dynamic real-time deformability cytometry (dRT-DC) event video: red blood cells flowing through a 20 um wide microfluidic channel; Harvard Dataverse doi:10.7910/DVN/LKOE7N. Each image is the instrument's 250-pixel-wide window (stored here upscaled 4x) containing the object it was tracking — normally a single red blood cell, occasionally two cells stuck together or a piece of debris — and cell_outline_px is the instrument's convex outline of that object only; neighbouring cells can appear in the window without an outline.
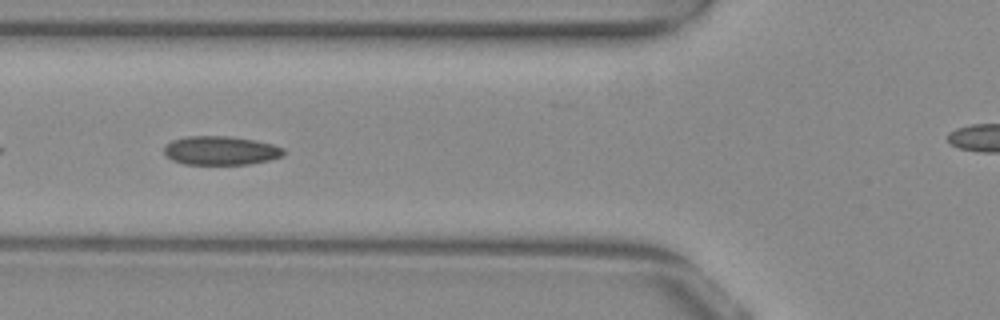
{"species": "common noctule bat (a hibernating species)", "species_latin": "Nyctalus noctula", "temperature_condition": "warm", "stored_images_in_passage": 25, "camera_frame_rate_fps": 3000, "um_per_image_px": 0.085, "animal": {"sex": "female", "body_mass_g": 29.2, "forearm_length_mm": 56.3}, "frame": {"image": 1, "passage_image": 4, "time_ms": 1.0, "image_size_px": [1000, 320], "cell_outline_px": [[284, 156], [268, 160], [248, 164], [184, 164], [172, 160], [164, 152], [164, 148], [172, 140], [188, 136], [228, 136], [256, 140], [272, 144], [284, 148]], "centroid_in_image_um": [18.78, 12.79], "position_along_channel_um": 107.0, "area_um2": 20.0}}
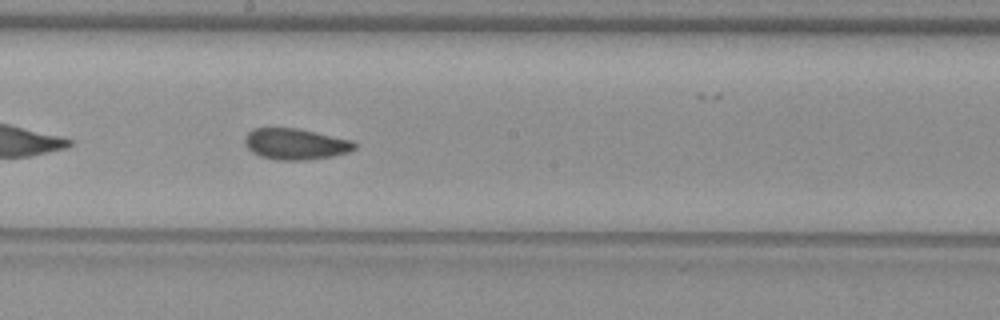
{"frame": {"image": 2, "passage_image": 13, "time_ms": 4.0, "image_size_px": [1000, 320], "cell_outline_px": [[356, 148], [348, 152], [332, 156], [308, 160], [276, 160], [260, 156], [252, 152], [244, 144], [244, 140], [248, 132], [252, 128], [296, 128], [352, 140], [356, 144]], "centroid_in_image_um": [25.1, 12.25], "position_along_channel_um": 223.1, "area_um2": 19.88}}
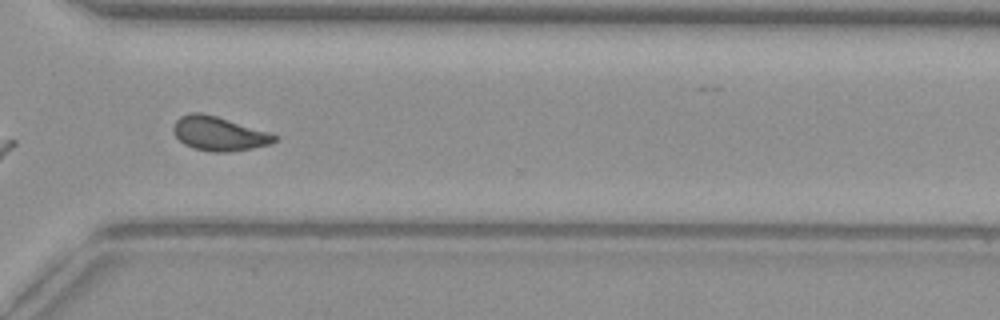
{"frame": {"image": 3, "passage_image": 23, "time_ms": 7.333, "image_size_px": [1000, 320], "cell_outline_px": [[280, 136], [272, 144], [252, 148], [228, 152], [212, 152], [192, 148], [184, 144], [172, 132], [172, 128], [176, 120], [180, 116], [192, 112], [200, 112], [216, 116], [268, 132]], "centroid_in_image_um": [18.59, 11.36], "position_along_channel_um": 352.0, "area_um2": 20.11}, "authors_computed_cell_mechanics": {"area_um2": 19.941, "velocity_mm_per_s": 3.8653, "shape_relaxation_time_tau1_ms": null, "shape_relaxation_time_tau2_ms": 1.9651, "deformation_change_tau1": null, "deformation_change_tau2": 0.0748}}